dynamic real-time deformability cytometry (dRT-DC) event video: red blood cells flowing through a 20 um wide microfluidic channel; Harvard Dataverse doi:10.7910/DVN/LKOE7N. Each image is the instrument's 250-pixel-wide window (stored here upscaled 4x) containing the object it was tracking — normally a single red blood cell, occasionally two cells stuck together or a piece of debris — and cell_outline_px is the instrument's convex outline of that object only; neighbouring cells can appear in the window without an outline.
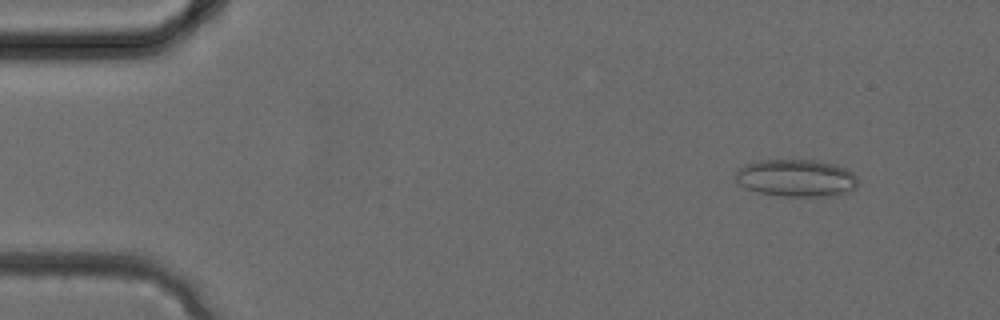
{"species": "common noctule bat (a hibernating species)", "species_latin": "Nyctalus noctula", "temperature_condition": "cold", "stored_images_in_passage": 32, "camera_frame_rate_fps": 3000, "um_per_image_px": 0.085, "animal": {"sex": "female", "body_mass_g": 24.6, "forearm_length_mm": 56.2}, "frame": {"image": 1, "passage_image": 3, "time_ms": 0.667, "image_size_px": [1000, 320], "cell_outline_px": [[856, 188], [848, 192], [836, 196], [784, 196], [756, 192], [740, 184], [732, 176], [744, 164], [760, 160], [812, 160], [832, 164], [844, 168], [852, 172], [856, 176]], "centroid_in_image_um": [67.66, 15.14], "position_along_channel_um": 17.3, "area_um2": 26.59}}
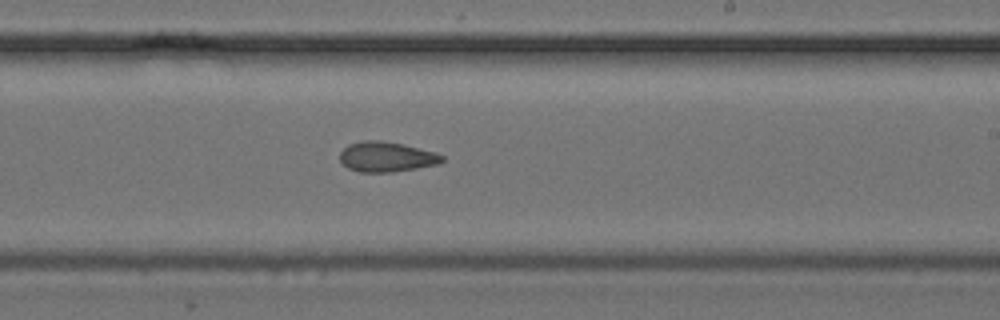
{"frame": {"image": 2, "passage_image": 19, "time_ms": 6.0, "image_size_px": [1000, 320], "cell_outline_px": [[444, 160], [440, 164], [392, 172], [360, 172], [348, 168], [340, 160], [340, 152], [348, 144], [364, 140], [384, 140], [404, 144], [436, 152], [444, 156]], "centroid_in_image_um": [32.87, 13.32], "position_along_channel_um": 256.1, "area_um2": 18.09}}
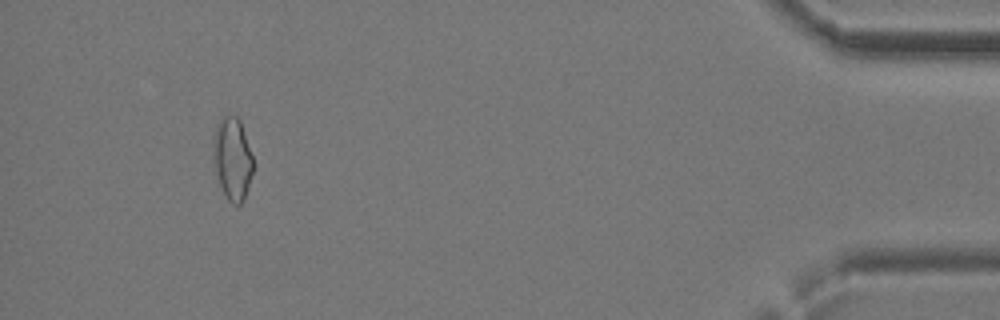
{"frame": {"image": 3, "passage_image": 30, "time_ms": 9.667, "image_size_px": [1000, 320], "cell_outline_px": [[252, 172], [244, 200], [240, 204], [232, 204], [228, 200], [216, 176], [212, 160], [212, 136], [220, 120], [224, 116], [236, 116], [240, 120], [252, 156]], "centroid_in_image_um": [19.71, 13.49], "position_along_channel_um": 415.5, "area_um2": 19.13}}